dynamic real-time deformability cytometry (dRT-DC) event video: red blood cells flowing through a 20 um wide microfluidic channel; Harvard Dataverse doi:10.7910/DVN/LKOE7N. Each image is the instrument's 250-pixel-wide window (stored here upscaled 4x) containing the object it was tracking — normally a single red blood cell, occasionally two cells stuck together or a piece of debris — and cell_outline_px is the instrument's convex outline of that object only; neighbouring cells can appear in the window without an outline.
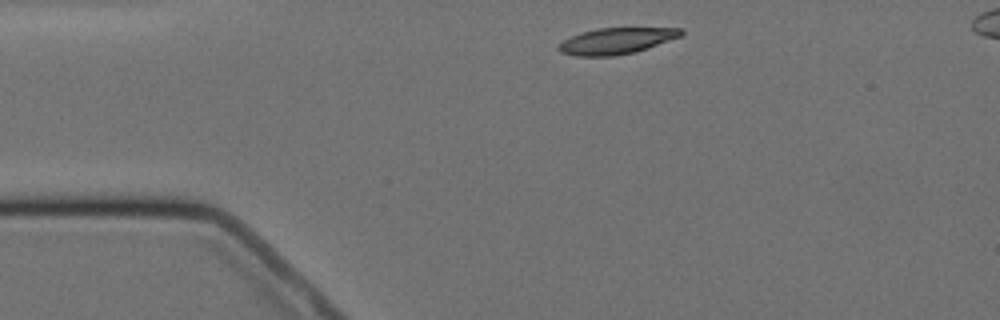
{"species": "Egyptian fruit bat (a non-hibernating species)", "species_latin": "Rousettus aegyptiacus", "temperature_condition": "cold", "stored_images_in_passage": 3, "camera_frame_rate_fps": 3000, "um_per_image_px": 0.085, "animal": {"sex": "female"}, "frame": {"image": 1, "passage_image": 1, "time_ms": 0.0, "image_size_px": [1000, 320], "cell_outline_px": [[684, 32], [680, 36], [632, 52], [616, 56], [576, 56], [560, 52], [556, 48], [564, 40], [580, 32], [596, 28], [684, 28]], "centroid_in_image_um": [52.33, 3.47], "position_along_channel_um": 32.7, "area_um2": 18.38}}
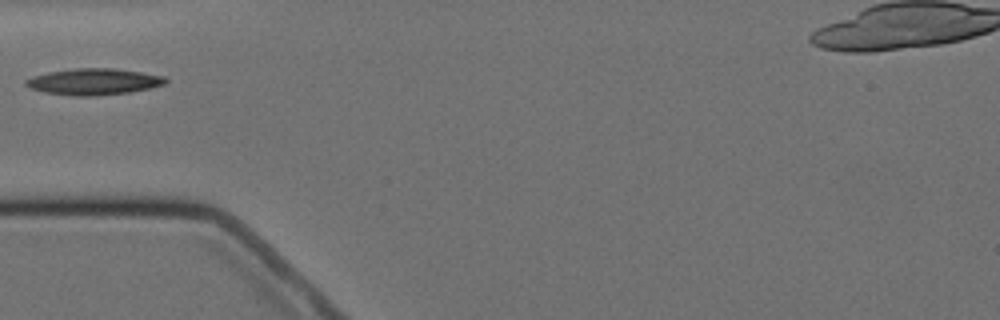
{"frame": {"image": 2, "passage_image": 3, "time_ms": 2.333, "image_size_px": [1000, 320], "cell_outline_px": [[168, 80], [164, 84], [148, 88], [128, 92], [92, 96], [76, 96], [44, 92], [28, 88], [24, 84], [24, 80], [32, 76], [48, 72], [76, 68], [112, 68], [140, 72], [164, 76]], "centroid_in_image_um": [7.91, 6.94], "position_along_channel_um": 77.1, "area_um2": 21.33}}